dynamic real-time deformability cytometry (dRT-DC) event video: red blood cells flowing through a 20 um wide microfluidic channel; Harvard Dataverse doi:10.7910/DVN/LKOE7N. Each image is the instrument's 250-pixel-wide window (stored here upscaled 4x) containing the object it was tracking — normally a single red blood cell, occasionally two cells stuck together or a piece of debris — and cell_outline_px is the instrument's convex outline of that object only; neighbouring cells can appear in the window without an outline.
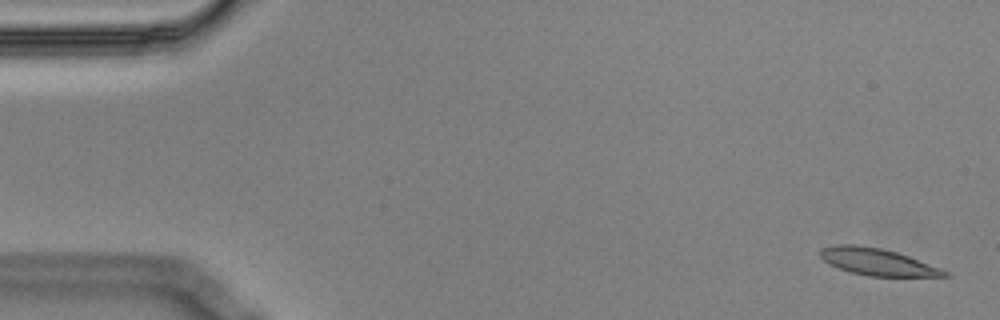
{"species": "Egyptian fruit bat (a non-hibernating species)", "species_latin": "Rousettus aegyptiacus", "temperature_condition": "cold", "stored_images_in_passage": 5, "camera_frame_rate_fps": 3000, "um_per_image_px": 0.085, "animal": {"sex": "male"}, "frame": {"image": 1, "passage_image": 1, "time_ms": 0.0, "image_size_px": [1000, 320], "cell_outline_px": [[952, 276], [868, 276], [852, 272], [828, 264], [820, 256], [820, 248], [836, 244], [856, 244], [880, 248], [896, 252], [908, 256], [940, 268], [948, 272]], "centroid_in_image_um": [74.54, 22.25], "position_along_channel_um": 10.5, "area_um2": 19.31}}
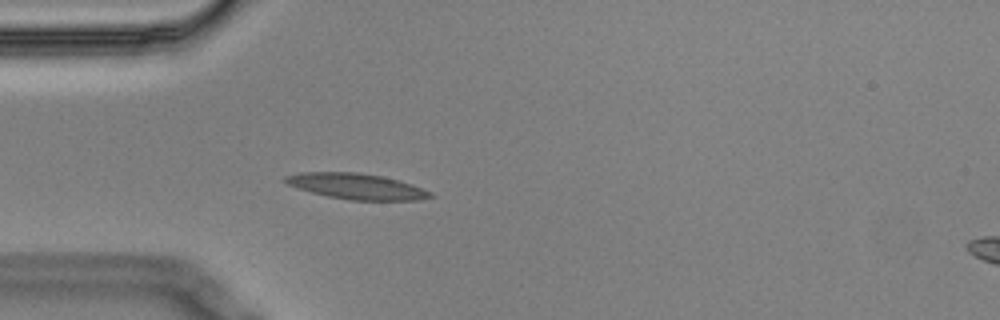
{"frame": {"image": 2, "passage_image": 5, "time_ms": 1.333, "image_size_px": [1000, 320], "cell_outline_px": [[436, 196], [420, 200], [348, 200], [328, 196], [312, 192], [288, 184], [280, 180], [284, 176], [300, 172], [356, 172], [380, 176], [412, 184], [432, 192]], "centroid_in_image_um": [30.31, 15.84], "position_along_channel_um": 54.7, "area_um2": 21.68}}